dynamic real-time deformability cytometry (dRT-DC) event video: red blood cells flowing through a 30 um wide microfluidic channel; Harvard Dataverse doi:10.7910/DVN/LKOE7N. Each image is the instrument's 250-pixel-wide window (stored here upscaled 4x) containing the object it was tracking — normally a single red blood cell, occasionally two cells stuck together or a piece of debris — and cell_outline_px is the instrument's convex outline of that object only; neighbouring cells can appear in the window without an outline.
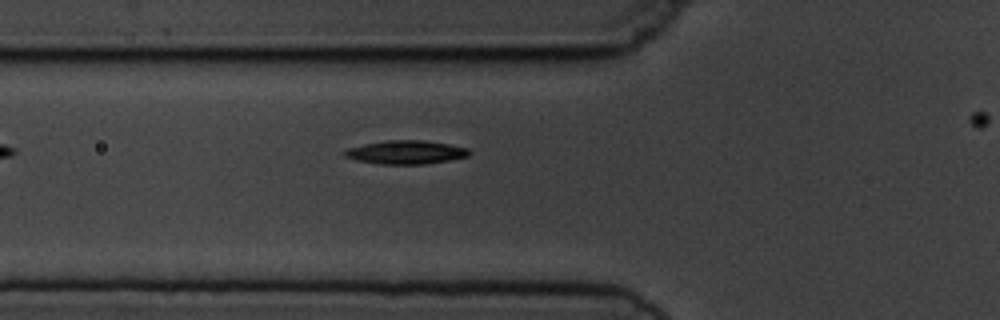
{"species": "common noctule bat (a hibernating species)", "species_latin": "Nyctalus noctula", "temperature_condition": "cold", "stored_images_in_passage": 6, "camera_frame_rate_fps": 3000, "um_per_image_px": 0.085, "animal": {"sex": "male", "body_mass_g": 19.5, "forearm_length_mm": 54.6}, "frame": {"image": 1, "passage_image": 6, "time_ms": 6.0, "image_size_px": [1000, 320], "cell_outline_px": [[472, 152], [468, 156], [448, 160], [424, 164], [380, 164], [356, 160], [344, 156], [340, 152], [348, 148], [364, 144], [388, 140], [424, 140], [448, 144], [468, 148]], "centroid_in_image_um": [34.47, 12.94], "position_along_channel_um": 91.3, "area_um2": 17.11}}